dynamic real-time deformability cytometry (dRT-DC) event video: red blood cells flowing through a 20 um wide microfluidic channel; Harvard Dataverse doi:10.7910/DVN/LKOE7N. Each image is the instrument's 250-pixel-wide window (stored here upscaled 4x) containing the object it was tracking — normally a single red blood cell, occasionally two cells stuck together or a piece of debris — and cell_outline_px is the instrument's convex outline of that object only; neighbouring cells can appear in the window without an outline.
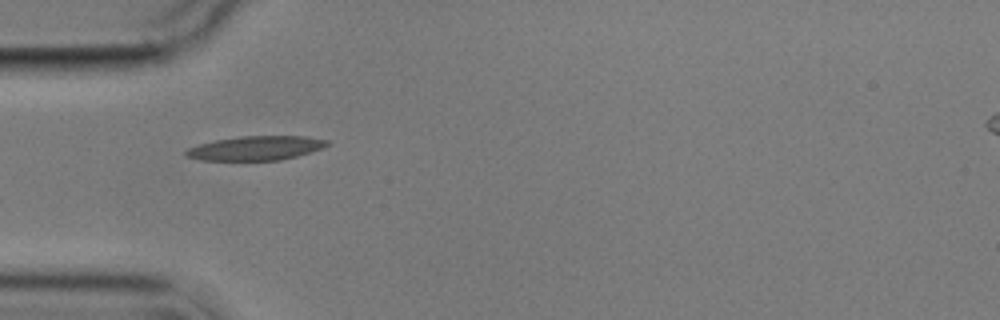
{"species": "common noctule bat (a hibernating species)", "species_latin": "Nyctalus noctula", "temperature_condition": "cold", "stored_images_in_passage": 5, "camera_frame_rate_fps": 3000, "um_per_image_px": 0.085, "animal": {"sex": "male", "body_mass_g": 17.9}, "frame": {"image": 1, "passage_image": 3, "time_ms": 2.333, "image_size_px": [1000, 320], "cell_outline_px": [[332, 144], [296, 156], [280, 160], [200, 160], [184, 156], [184, 152], [188, 148], [200, 144], [216, 140], [240, 136], [308, 136], [328, 140]], "centroid_in_image_um": [21.74, 12.58], "position_along_channel_um": 63.3, "area_um2": 19.83}}